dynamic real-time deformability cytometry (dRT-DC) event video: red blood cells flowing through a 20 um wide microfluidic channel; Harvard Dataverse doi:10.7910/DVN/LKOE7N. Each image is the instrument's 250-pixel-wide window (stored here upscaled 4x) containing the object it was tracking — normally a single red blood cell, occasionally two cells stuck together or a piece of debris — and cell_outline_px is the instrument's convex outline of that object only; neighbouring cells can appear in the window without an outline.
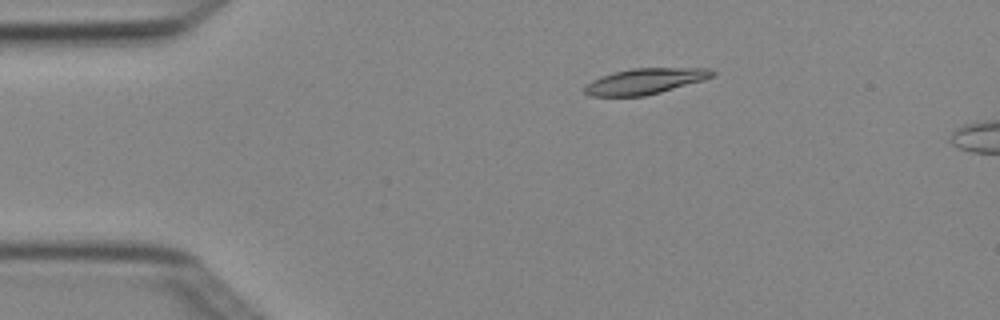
{"species": "Egyptian fruit bat (a non-hibernating species)", "species_latin": "Rousettus aegyptiacus", "temperature_condition": "cold", "stored_images_in_passage": 5, "camera_frame_rate_fps": 3000, "um_per_image_px": 0.085, "animal": {"sex": "female"}, "frame": {"image": 1, "passage_image": 3, "time_ms": 0.667, "image_size_px": [1000, 320], "cell_outline_px": [[716, 76], [704, 80], [660, 92], [644, 96], [588, 96], [584, 92], [584, 88], [592, 80], [616, 72], [632, 68], [708, 68], [716, 72]], "centroid_in_image_um": [54.88, 6.9], "position_along_channel_um": 30.1, "area_um2": 19.02}}